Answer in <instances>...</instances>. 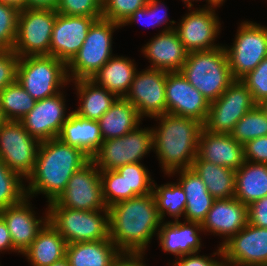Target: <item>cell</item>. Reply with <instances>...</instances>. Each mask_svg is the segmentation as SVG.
I'll list each match as a JSON object with an SVG mask.
<instances>
[{
  "label": "cell",
  "instance_id": "cell-9",
  "mask_svg": "<svg viewBox=\"0 0 267 266\" xmlns=\"http://www.w3.org/2000/svg\"><path fill=\"white\" fill-rule=\"evenodd\" d=\"M153 151V134L151 127L141 126L126 135L103 140L100 148L91 157V161L100 170H116L129 163H139Z\"/></svg>",
  "mask_w": 267,
  "mask_h": 266
},
{
  "label": "cell",
  "instance_id": "cell-16",
  "mask_svg": "<svg viewBox=\"0 0 267 266\" xmlns=\"http://www.w3.org/2000/svg\"><path fill=\"white\" fill-rule=\"evenodd\" d=\"M64 91L36 101L34 108L19 120L31 137L39 142L58 137L62 125L68 119Z\"/></svg>",
  "mask_w": 267,
  "mask_h": 266
},
{
  "label": "cell",
  "instance_id": "cell-51",
  "mask_svg": "<svg viewBox=\"0 0 267 266\" xmlns=\"http://www.w3.org/2000/svg\"><path fill=\"white\" fill-rule=\"evenodd\" d=\"M58 0H26L28 9H51L56 10Z\"/></svg>",
  "mask_w": 267,
  "mask_h": 266
},
{
  "label": "cell",
  "instance_id": "cell-52",
  "mask_svg": "<svg viewBox=\"0 0 267 266\" xmlns=\"http://www.w3.org/2000/svg\"><path fill=\"white\" fill-rule=\"evenodd\" d=\"M197 2L201 0H182L184 2L185 7L190 8L193 7L194 4L192 2ZM204 1V0H203ZM207 4L203 5L204 7H221V5L216 0H205Z\"/></svg>",
  "mask_w": 267,
  "mask_h": 266
},
{
  "label": "cell",
  "instance_id": "cell-28",
  "mask_svg": "<svg viewBox=\"0 0 267 266\" xmlns=\"http://www.w3.org/2000/svg\"><path fill=\"white\" fill-rule=\"evenodd\" d=\"M67 242L48 221L23 256L31 266H50L66 256Z\"/></svg>",
  "mask_w": 267,
  "mask_h": 266
},
{
  "label": "cell",
  "instance_id": "cell-1",
  "mask_svg": "<svg viewBox=\"0 0 267 266\" xmlns=\"http://www.w3.org/2000/svg\"><path fill=\"white\" fill-rule=\"evenodd\" d=\"M107 209L109 239L118 250L145 253L162 222L153 193L119 201Z\"/></svg>",
  "mask_w": 267,
  "mask_h": 266
},
{
  "label": "cell",
  "instance_id": "cell-21",
  "mask_svg": "<svg viewBox=\"0 0 267 266\" xmlns=\"http://www.w3.org/2000/svg\"><path fill=\"white\" fill-rule=\"evenodd\" d=\"M248 223L247 205L234 198L215 199L202 222L204 235L209 232L221 237L222 246ZM206 232V233H205Z\"/></svg>",
  "mask_w": 267,
  "mask_h": 266
},
{
  "label": "cell",
  "instance_id": "cell-33",
  "mask_svg": "<svg viewBox=\"0 0 267 266\" xmlns=\"http://www.w3.org/2000/svg\"><path fill=\"white\" fill-rule=\"evenodd\" d=\"M214 199L234 198L235 171L203 159H194L192 167Z\"/></svg>",
  "mask_w": 267,
  "mask_h": 266
},
{
  "label": "cell",
  "instance_id": "cell-10",
  "mask_svg": "<svg viewBox=\"0 0 267 266\" xmlns=\"http://www.w3.org/2000/svg\"><path fill=\"white\" fill-rule=\"evenodd\" d=\"M57 12L51 9H28L19 12L17 37L13 51L21 58L49 55Z\"/></svg>",
  "mask_w": 267,
  "mask_h": 266
},
{
  "label": "cell",
  "instance_id": "cell-55",
  "mask_svg": "<svg viewBox=\"0 0 267 266\" xmlns=\"http://www.w3.org/2000/svg\"><path fill=\"white\" fill-rule=\"evenodd\" d=\"M7 120L5 119L3 112H2V108H1V104H0V126L5 123Z\"/></svg>",
  "mask_w": 267,
  "mask_h": 266
},
{
  "label": "cell",
  "instance_id": "cell-25",
  "mask_svg": "<svg viewBox=\"0 0 267 266\" xmlns=\"http://www.w3.org/2000/svg\"><path fill=\"white\" fill-rule=\"evenodd\" d=\"M177 173L179 175L177 180L187 197L183 219L202 224L215 199L207 191L205 183L192 168L179 169L168 174V176L177 175Z\"/></svg>",
  "mask_w": 267,
  "mask_h": 266
},
{
  "label": "cell",
  "instance_id": "cell-17",
  "mask_svg": "<svg viewBox=\"0 0 267 266\" xmlns=\"http://www.w3.org/2000/svg\"><path fill=\"white\" fill-rule=\"evenodd\" d=\"M221 247L225 266L267 265V228L247 223Z\"/></svg>",
  "mask_w": 267,
  "mask_h": 266
},
{
  "label": "cell",
  "instance_id": "cell-44",
  "mask_svg": "<svg viewBox=\"0 0 267 266\" xmlns=\"http://www.w3.org/2000/svg\"><path fill=\"white\" fill-rule=\"evenodd\" d=\"M241 81L247 86L254 101L261 104L267 99V57L257 67L244 76Z\"/></svg>",
  "mask_w": 267,
  "mask_h": 266
},
{
  "label": "cell",
  "instance_id": "cell-6",
  "mask_svg": "<svg viewBox=\"0 0 267 266\" xmlns=\"http://www.w3.org/2000/svg\"><path fill=\"white\" fill-rule=\"evenodd\" d=\"M121 25L105 18L96 19L90 26L80 50L67 64L69 81L91 79L115 54H112V36Z\"/></svg>",
  "mask_w": 267,
  "mask_h": 266
},
{
  "label": "cell",
  "instance_id": "cell-30",
  "mask_svg": "<svg viewBox=\"0 0 267 266\" xmlns=\"http://www.w3.org/2000/svg\"><path fill=\"white\" fill-rule=\"evenodd\" d=\"M143 118L125 98H118L98 120L103 140L122 137L142 124Z\"/></svg>",
  "mask_w": 267,
  "mask_h": 266
},
{
  "label": "cell",
  "instance_id": "cell-46",
  "mask_svg": "<svg viewBox=\"0 0 267 266\" xmlns=\"http://www.w3.org/2000/svg\"><path fill=\"white\" fill-rule=\"evenodd\" d=\"M217 248L211 256L199 255V252H195L179 257L173 260L174 262L171 264L172 266H225L222 247L217 246ZM216 255L218 259H215L217 258ZM212 256L215 257L213 258Z\"/></svg>",
  "mask_w": 267,
  "mask_h": 266
},
{
  "label": "cell",
  "instance_id": "cell-12",
  "mask_svg": "<svg viewBox=\"0 0 267 266\" xmlns=\"http://www.w3.org/2000/svg\"><path fill=\"white\" fill-rule=\"evenodd\" d=\"M39 145L20 121L7 120L0 126V160L24 180L34 169Z\"/></svg>",
  "mask_w": 267,
  "mask_h": 266
},
{
  "label": "cell",
  "instance_id": "cell-42",
  "mask_svg": "<svg viewBox=\"0 0 267 266\" xmlns=\"http://www.w3.org/2000/svg\"><path fill=\"white\" fill-rule=\"evenodd\" d=\"M148 0H103L102 18L122 25L136 10L146 6Z\"/></svg>",
  "mask_w": 267,
  "mask_h": 266
},
{
  "label": "cell",
  "instance_id": "cell-2",
  "mask_svg": "<svg viewBox=\"0 0 267 266\" xmlns=\"http://www.w3.org/2000/svg\"><path fill=\"white\" fill-rule=\"evenodd\" d=\"M91 158L81 149L64 144L58 138L40 142L32 173L27 177L26 196L44 194L48 203L65 191L71 176Z\"/></svg>",
  "mask_w": 267,
  "mask_h": 266
},
{
  "label": "cell",
  "instance_id": "cell-15",
  "mask_svg": "<svg viewBox=\"0 0 267 266\" xmlns=\"http://www.w3.org/2000/svg\"><path fill=\"white\" fill-rule=\"evenodd\" d=\"M166 74V71L151 68L137 70L124 98L136 108L142 118L153 119L167 113Z\"/></svg>",
  "mask_w": 267,
  "mask_h": 266
},
{
  "label": "cell",
  "instance_id": "cell-18",
  "mask_svg": "<svg viewBox=\"0 0 267 266\" xmlns=\"http://www.w3.org/2000/svg\"><path fill=\"white\" fill-rule=\"evenodd\" d=\"M165 96L168 114L189 117L205 123L210 102L181 72H167Z\"/></svg>",
  "mask_w": 267,
  "mask_h": 266
},
{
  "label": "cell",
  "instance_id": "cell-32",
  "mask_svg": "<svg viewBox=\"0 0 267 266\" xmlns=\"http://www.w3.org/2000/svg\"><path fill=\"white\" fill-rule=\"evenodd\" d=\"M267 196V164L245 161L235 171L234 197L245 205Z\"/></svg>",
  "mask_w": 267,
  "mask_h": 266
},
{
  "label": "cell",
  "instance_id": "cell-13",
  "mask_svg": "<svg viewBox=\"0 0 267 266\" xmlns=\"http://www.w3.org/2000/svg\"><path fill=\"white\" fill-rule=\"evenodd\" d=\"M190 12L182 16L175 31L188 53L219 48L223 44L217 43L220 35L221 23L216 14L217 7H192Z\"/></svg>",
  "mask_w": 267,
  "mask_h": 266
},
{
  "label": "cell",
  "instance_id": "cell-56",
  "mask_svg": "<svg viewBox=\"0 0 267 266\" xmlns=\"http://www.w3.org/2000/svg\"><path fill=\"white\" fill-rule=\"evenodd\" d=\"M260 105H261V106L265 109V111L267 112V99L264 100Z\"/></svg>",
  "mask_w": 267,
  "mask_h": 266
},
{
  "label": "cell",
  "instance_id": "cell-5",
  "mask_svg": "<svg viewBox=\"0 0 267 266\" xmlns=\"http://www.w3.org/2000/svg\"><path fill=\"white\" fill-rule=\"evenodd\" d=\"M48 221L67 244L109 238V211H84L60 207L55 201L47 204Z\"/></svg>",
  "mask_w": 267,
  "mask_h": 266
},
{
  "label": "cell",
  "instance_id": "cell-48",
  "mask_svg": "<svg viewBox=\"0 0 267 266\" xmlns=\"http://www.w3.org/2000/svg\"><path fill=\"white\" fill-rule=\"evenodd\" d=\"M248 223L261 228H267V196L256 200L247 206Z\"/></svg>",
  "mask_w": 267,
  "mask_h": 266
},
{
  "label": "cell",
  "instance_id": "cell-39",
  "mask_svg": "<svg viewBox=\"0 0 267 266\" xmlns=\"http://www.w3.org/2000/svg\"><path fill=\"white\" fill-rule=\"evenodd\" d=\"M116 171L121 174L126 183V192H132V198L150 194L153 188V178L141 162L120 166Z\"/></svg>",
  "mask_w": 267,
  "mask_h": 266
},
{
  "label": "cell",
  "instance_id": "cell-26",
  "mask_svg": "<svg viewBox=\"0 0 267 266\" xmlns=\"http://www.w3.org/2000/svg\"><path fill=\"white\" fill-rule=\"evenodd\" d=\"M57 138L64 144L81 149L90 158L103 143L98 121L81 117L73 110Z\"/></svg>",
  "mask_w": 267,
  "mask_h": 266
},
{
  "label": "cell",
  "instance_id": "cell-38",
  "mask_svg": "<svg viewBox=\"0 0 267 266\" xmlns=\"http://www.w3.org/2000/svg\"><path fill=\"white\" fill-rule=\"evenodd\" d=\"M24 181L0 160V210L18 204L26 197Z\"/></svg>",
  "mask_w": 267,
  "mask_h": 266
},
{
  "label": "cell",
  "instance_id": "cell-57",
  "mask_svg": "<svg viewBox=\"0 0 267 266\" xmlns=\"http://www.w3.org/2000/svg\"><path fill=\"white\" fill-rule=\"evenodd\" d=\"M221 6L223 5V3H225L226 0H216Z\"/></svg>",
  "mask_w": 267,
  "mask_h": 266
},
{
  "label": "cell",
  "instance_id": "cell-29",
  "mask_svg": "<svg viewBox=\"0 0 267 266\" xmlns=\"http://www.w3.org/2000/svg\"><path fill=\"white\" fill-rule=\"evenodd\" d=\"M73 82L76 90L78 107L73 111L81 117L98 121L115 103L118 97L96 84L92 79H77Z\"/></svg>",
  "mask_w": 267,
  "mask_h": 266
},
{
  "label": "cell",
  "instance_id": "cell-45",
  "mask_svg": "<svg viewBox=\"0 0 267 266\" xmlns=\"http://www.w3.org/2000/svg\"><path fill=\"white\" fill-rule=\"evenodd\" d=\"M19 61L13 50L0 51V91L17 81Z\"/></svg>",
  "mask_w": 267,
  "mask_h": 266
},
{
  "label": "cell",
  "instance_id": "cell-35",
  "mask_svg": "<svg viewBox=\"0 0 267 266\" xmlns=\"http://www.w3.org/2000/svg\"><path fill=\"white\" fill-rule=\"evenodd\" d=\"M35 102L17 81L0 91V104L6 120H21L34 108Z\"/></svg>",
  "mask_w": 267,
  "mask_h": 266
},
{
  "label": "cell",
  "instance_id": "cell-7",
  "mask_svg": "<svg viewBox=\"0 0 267 266\" xmlns=\"http://www.w3.org/2000/svg\"><path fill=\"white\" fill-rule=\"evenodd\" d=\"M17 82L36 101L54 96L70 84L67 65L51 55L21 57Z\"/></svg>",
  "mask_w": 267,
  "mask_h": 266
},
{
  "label": "cell",
  "instance_id": "cell-22",
  "mask_svg": "<svg viewBox=\"0 0 267 266\" xmlns=\"http://www.w3.org/2000/svg\"><path fill=\"white\" fill-rule=\"evenodd\" d=\"M140 50L149 60L147 68L166 72H180L188 55L175 29L160 31Z\"/></svg>",
  "mask_w": 267,
  "mask_h": 266
},
{
  "label": "cell",
  "instance_id": "cell-43",
  "mask_svg": "<svg viewBox=\"0 0 267 266\" xmlns=\"http://www.w3.org/2000/svg\"><path fill=\"white\" fill-rule=\"evenodd\" d=\"M55 11L67 16L102 17V0H58Z\"/></svg>",
  "mask_w": 267,
  "mask_h": 266
},
{
  "label": "cell",
  "instance_id": "cell-23",
  "mask_svg": "<svg viewBox=\"0 0 267 266\" xmlns=\"http://www.w3.org/2000/svg\"><path fill=\"white\" fill-rule=\"evenodd\" d=\"M195 159H203L236 171L245 162L243 144L230 134L213 133L203 127Z\"/></svg>",
  "mask_w": 267,
  "mask_h": 266
},
{
  "label": "cell",
  "instance_id": "cell-54",
  "mask_svg": "<svg viewBox=\"0 0 267 266\" xmlns=\"http://www.w3.org/2000/svg\"><path fill=\"white\" fill-rule=\"evenodd\" d=\"M50 266H70V265L67 258L64 257L63 259L52 263Z\"/></svg>",
  "mask_w": 267,
  "mask_h": 266
},
{
  "label": "cell",
  "instance_id": "cell-27",
  "mask_svg": "<svg viewBox=\"0 0 267 266\" xmlns=\"http://www.w3.org/2000/svg\"><path fill=\"white\" fill-rule=\"evenodd\" d=\"M135 60L129 57L113 55L91 78L96 84L124 98L130 90L137 73Z\"/></svg>",
  "mask_w": 267,
  "mask_h": 266
},
{
  "label": "cell",
  "instance_id": "cell-47",
  "mask_svg": "<svg viewBox=\"0 0 267 266\" xmlns=\"http://www.w3.org/2000/svg\"><path fill=\"white\" fill-rule=\"evenodd\" d=\"M245 161L267 164V136H261L243 145Z\"/></svg>",
  "mask_w": 267,
  "mask_h": 266
},
{
  "label": "cell",
  "instance_id": "cell-41",
  "mask_svg": "<svg viewBox=\"0 0 267 266\" xmlns=\"http://www.w3.org/2000/svg\"><path fill=\"white\" fill-rule=\"evenodd\" d=\"M19 12L16 7L0 2V51L13 49Z\"/></svg>",
  "mask_w": 267,
  "mask_h": 266
},
{
  "label": "cell",
  "instance_id": "cell-11",
  "mask_svg": "<svg viewBox=\"0 0 267 266\" xmlns=\"http://www.w3.org/2000/svg\"><path fill=\"white\" fill-rule=\"evenodd\" d=\"M257 103L241 80H234L221 96L212 102L203 127L213 133L230 134L236 123Z\"/></svg>",
  "mask_w": 267,
  "mask_h": 266
},
{
  "label": "cell",
  "instance_id": "cell-8",
  "mask_svg": "<svg viewBox=\"0 0 267 266\" xmlns=\"http://www.w3.org/2000/svg\"><path fill=\"white\" fill-rule=\"evenodd\" d=\"M239 24L232 45H224L234 80H241L267 57V27L247 20Z\"/></svg>",
  "mask_w": 267,
  "mask_h": 266
},
{
  "label": "cell",
  "instance_id": "cell-4",
  "mask_svg": "<svg viewBox=\"0 0 267 266\" xmlns=\"http://www.w3.org/2000/svg\"><path fill=\"white\" fill-rule=\"evenodd\" d=\"M180 72L209 102L217 100L234 81L224 45L188 53Z\"/></svg>",
  "mask_w": 267,
  "mask_h": 266
},
{
  "label": "cell",
  "instance_id": "cell-37",
  "mask_svg": "<svg viewBox=\"0 0 267 266\" xmlns=\"http://www.w3.org/2000/svg\"><path fill=\"white\" fill-rule=\"evenodd\" d=\"M142 20H144L143 22L145 23H143ZM134 22L135 24L138 22H142L143 25L145 24V26H150L153 28L167 24L166 26H163L164 28L163 30H161L162 32L173 30L176 27V21L169 19L167 14V8L165 4L160 0H148L146 6L136 10L129 18L124 21L121 27H124L126 25L128 26L129 24L132 25L134 24Z\"/></svg>",
  "mask_w": 267,
  "mask_h": 266
},
{
  "label": "cell",
  "instance_id": "cell-50",
  "mask_svg": "<svg viewBox=\"0 0 267 266\" xmlns=\"http://www.w3.org/2000/svg\"><path fill=\"white\" fill-rule=\"evenodd\" d=\"M16 252L10 237L9 230L3 218L0 216V252Z\"/></svg>",
  "mask_w": 267,
  "mask_h": 266
},
{
  "label": "cell",
  "instance_id": "cell-53",
  "mask_svg": "<svg viewBox=\"0 0 267 266\" xmlns=\"http://www.w3.org/2000/svg\"><path fill=\"white\" fill-rule=\"evenodd\" d=\"M0 2L14 6L20 11L26 8V0H0Z\"/></svg>",
  "mask_w": 267,
  "mask_h": 266
},
{
  "label": "cell",
  "instance_id": "cell-34",
  "mask_svg": "<svg viewBox=\"0 0 267 266\" xmlns=\"http://www.w3.org/2000/svg\"><path fill=\"white\" fill-rule=\"evenodd\" d=\"M152 193L162 222L165 221L166 215L174 220H179L181 216H184L187 197L178 181L167 182L159 186L154 180Z\"/></svg>",
  "mask_w": 267,
  "mask_h": 266
},
{
  "label": "cell",
  "instance_id": "cell-3",
  "mask_svg": "<svg viewBox=\"0 0 267 266\" xmlns=\"http://www.w3.org/2000/svg\"><path fill=\"white\" fill-rule=\"evenodd\" d=\"M159 125L151 127L153 152L165 175L191 168L197 156L203 124L196 119L172 114L153 117Z\"/></svg>",
  "mask_w": 267,
  "mask_h": 266
},
{
  "label": "cell",
  "instance_id": "cell-31",
  "mask_svg": "<svg viewBox=\"0 0 267 266\" xmlns=\"http://www.w3.org/2000/svg\"><path fill=\"white\" fill-rule=\"evenodd\" d=\"M120 253L108 238L67 244L65 257L70 266H111Z\"/></svg>",
  "mask_w": 267,
  "mask_h": 266
},
{
  "label": "cell",
  "instance_id": "cell-14",
  "mask_svg": "<svg viewBox=\"0 0 267 266\" xmlns=\"http://www.w3.org/2000/svg\"><path fill=\"white\" fill-rule=\"evenodd\" d=\"M55 202L60 207L84 211L107 209L100 169L90 160L71 176L65 191Z\"/></svg>",
  "mask_w": 267,
  "mask_h": 266
},
{
  "label": "cell",
  "instance_id": "cell-40",
  "mask_svg": "<svg viewBox=\"0 0 267 266\" xmlns=\"http://www.w3.org/2000/svg\"><path fill=\"white\" fill-rule=\"evenodd\" d=\"M103 199L108 207L132 198V192H126L124 177L116 170H100Z\"/></svg>",
  "mask_w": 267,
  "mask_h": 266
},
{
  "label": "cell",
  "instance_id": "cell-49",
  "mask_svg": "<svg viewBox=\"0 0 267 266\" xmlns=\"http://www.w3.org/2000/svg\"><path fill=\"white\" fill-rule=\"evenodd\" d=\"M145 253H120L111 266H147Z\"/></svg>",
  "mask_w": 267,
  "mask_h": 266
},
{
  "label": "cell",
  "instance_id": "cell-24",
  "mask_svg": "<svg viewBox=\"0 0 267 266\" xmlns=\"http://www.w3.org/2000/svg\"><path fill=\"white\" fill-rule=\"evenodd\" d=\"M180 220H170L161 222L157 233L159 246L165 253L176 256L200 252L202 239L199 236L203 231L202 224L198 222Z\"/></svg>",
  "mask_w": 267,
  "mask_h": 266
},
{
  "label": "cell",
  "instance_id": "cell-19",
  "mask_svg": "<svg viewBox=\"0 0 267 266\" xmlns=\"http://www.w3.org/2000/svg\"><path fill=\"white\" fill-rule=\"evenodd\" d=\"M99 18L102 17L67 16L57 13L49 55L67 65L83 45L90 26Z\"/></svg>",
  "mask_w": 267,
  "mask_h": 266
},
{
  "label": "cell",
  "instance_id": "cell-20",
  "mask_svg": "<svg viewBox=\"0 0 267 266\" xmlns=\"http://www.w3.org/2000/svg\"><path fill=\"white\" fill-rule=\"evenodd\" d=\"M33 209L30 198L26 196L20 203L0 210V216L7 225L13 247L21 255L48 222L47 208L45 209V214L42 213L45 216L40 218L35 216L36 212Z\"/></svg>",
  "mask_w": 267,
  "mask_h": 266
},
{
  "label": "cell",
  "instance_id": "cell-36",
  "mask_svg": "<svg viewBox=\"0 0 267 266\" xmlns=\"http://www.w3.org/2000/svg\"><path fill=\"white\" fill-rule=\"evenodd\" d=\"M230 135L240 144L261 136H267V112L257 104L249 110L235 125Z\"/></svg>",
  "mask_w": 267,
  "mask_h": 266
}]
</instances>
